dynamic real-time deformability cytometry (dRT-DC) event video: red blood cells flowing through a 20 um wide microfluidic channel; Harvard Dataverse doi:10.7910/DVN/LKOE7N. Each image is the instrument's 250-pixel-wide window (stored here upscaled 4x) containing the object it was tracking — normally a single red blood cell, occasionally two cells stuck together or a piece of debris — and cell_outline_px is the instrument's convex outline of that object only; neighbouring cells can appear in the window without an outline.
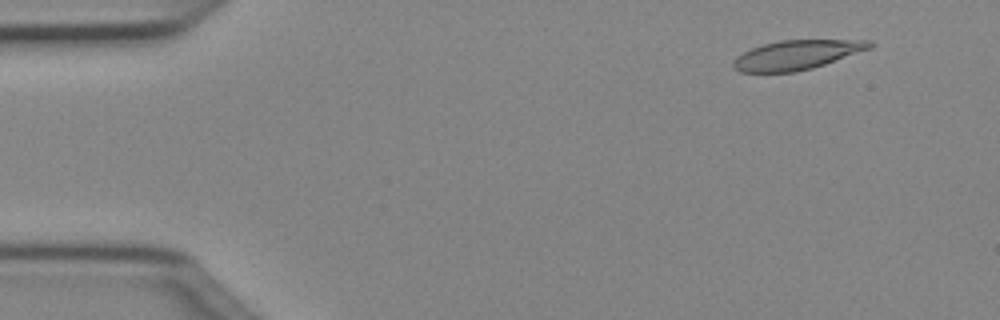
{"species": "Egyptian fruit bat (a non-hibernating species)", "species_latin": "Rousettus aegyptiacus", "temperature_condition": "cold", "stored_images_in_passage": 21, "camera_frame_rate_fps": 3000, "um_per_image_px": 0.085, "animal": {"sex": "female"}, "frame": {"image": 1, "passage_image": 5, "time_ms": 1.333, "image_size_px": [1000, 320], "cell_outline_px": [[876, 44], [872, 48], [812, 68], [796, 72], [740, 72], [732, 68], [732, 60], [736, 56], [752, 48], [764, 44], [780, 40], [872, 40]], "centroid_in_image_um": [67.72, 4.66], "position_along_channel_um": 17.3, "area_um2": 23.41}}
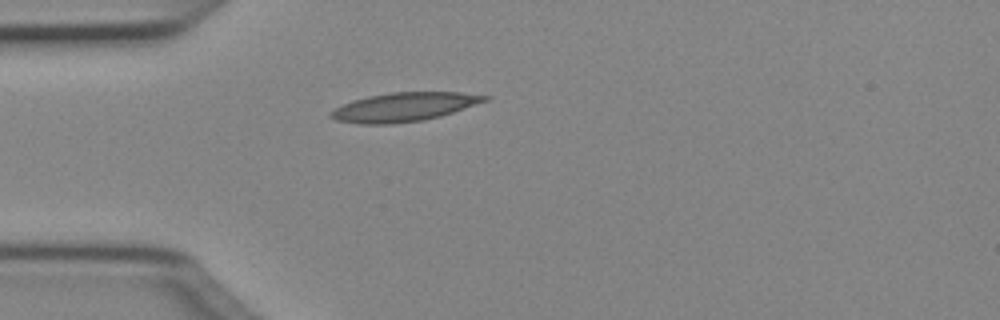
{"frame": {"image": 2, "passage_image": 14, "time_ms": 4.333, "image_size_px": [1000, 320], "cell_outline_px": [[492, 96], [488, 100], [440, 116], [424, 120], [392, 124], [360, 124], [336, 120], [328, 116], [328, 112], [352, 100], [368, 96], [392, 92], [460, 92]], "centroid_in_image_um": [34.32, 9.09], "position_along_channel_um": 50.7, "area_um2": 25.84}}
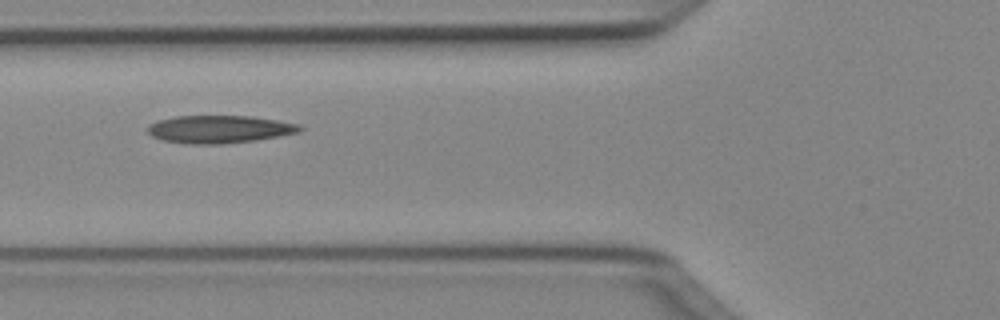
{"frame": {"image": 3, "passage_image": 19, "time_ms": 6.0, "image_size_px": [1000, 320], "cell_outline_px": [[304, 128], [300, 132], [256, 140], [220, 144], [188, 144], [164, 140], [152, 136], [148, 132], [148, 124], [156, 120], [176, 116], [252, 116], [300, 124]], "centroid_in_image_um": [18.65, 10.98], "position_along_channel_um": 107.2, "area_um2": 24.62}}